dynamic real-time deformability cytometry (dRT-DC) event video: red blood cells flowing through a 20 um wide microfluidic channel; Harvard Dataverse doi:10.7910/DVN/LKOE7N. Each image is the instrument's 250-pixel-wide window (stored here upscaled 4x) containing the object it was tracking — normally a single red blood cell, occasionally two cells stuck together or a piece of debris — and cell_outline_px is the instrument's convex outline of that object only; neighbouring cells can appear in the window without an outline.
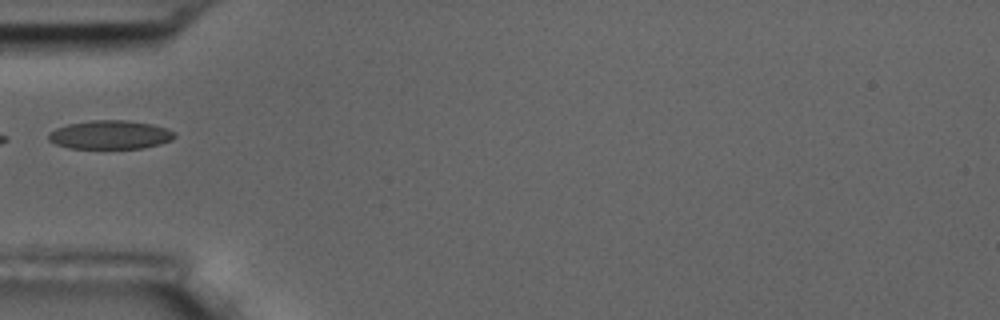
{"species": "common noctule bat (a hibernating species)", "species_latin": "Nyctalus noctula", "temperature_condition": "room temperature", "stored_images_in_passage": 10, "camera_frame_rate_fps": 3000, "um_per_image_px": 0.085, "animal": {"sex": "male", "body_mass_g": 17.5, "forearm_length_mm": 52.3}, "frame": {"image": 1, "passage_image": 1, "time_ms": 0.0, "image_size_px": [1000, 320], "cell_outline_px": [[176, 136], [172, 140], [160, 144], [140, 148], [68, 148], [56, 144], [48, 140], [48, 132], [56, 128], [68, 124], [92, 120], [128, 120], [152, 124], [176, 132]], "centroid_in_image_um": [9.36, 11.45], "position_along_channel_um": 75.6, "area_um2": 21.1}}
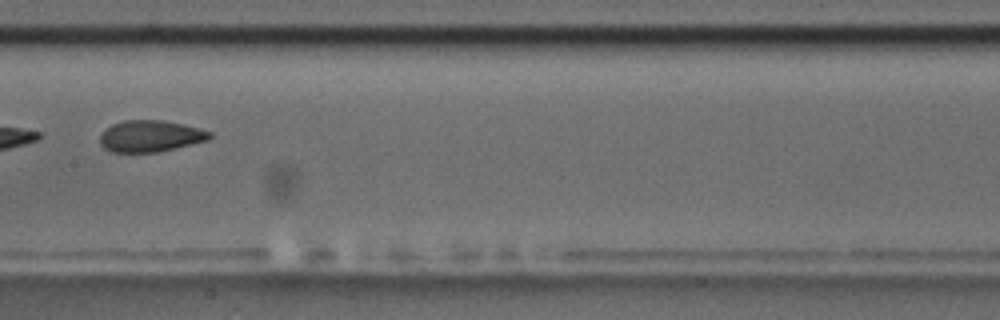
{"frame": {"image": 2, "passage_image": 4, "time_ms": 3.333, "image_size_px": [1000, 320], "cell_outline_px": [[212, 136], [208, 140], [156, 152], [112, 152], [104, 148], [100, 144], [100, 136], [112, 124], [124, 120], [164, 120], [212, 132]], "centroid_in_image_um": [12.76, 11.57], "position_along_channel_um": 194.6, "area_um2": 19.83}}
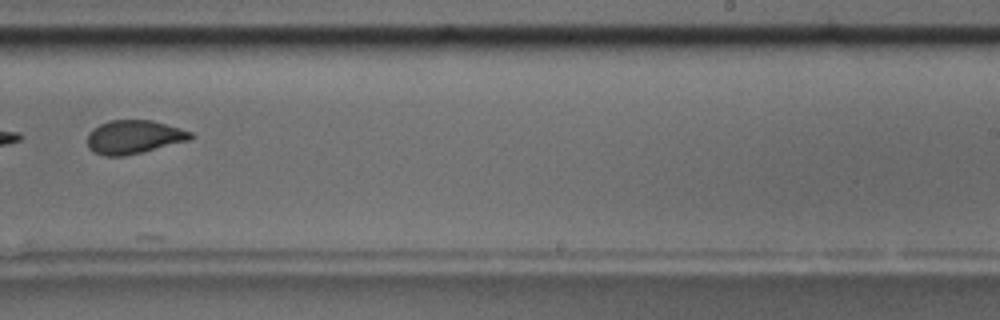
{"frame": {"image": 3, "passage_image": 6, "time_ms": 5.667, "image_size_px": [1000, 320], "cell_outline_px": [[192, 140], [124, 156], [104, 156], [92, 152], [88, 148], [88, 132], [92, 128], [108, 120], [152, 120], [192, 132]], "centroid_in_image_um": [11.35, 11.65], "position_along_channel_um": 277.7, "area_um2": 20.29}}